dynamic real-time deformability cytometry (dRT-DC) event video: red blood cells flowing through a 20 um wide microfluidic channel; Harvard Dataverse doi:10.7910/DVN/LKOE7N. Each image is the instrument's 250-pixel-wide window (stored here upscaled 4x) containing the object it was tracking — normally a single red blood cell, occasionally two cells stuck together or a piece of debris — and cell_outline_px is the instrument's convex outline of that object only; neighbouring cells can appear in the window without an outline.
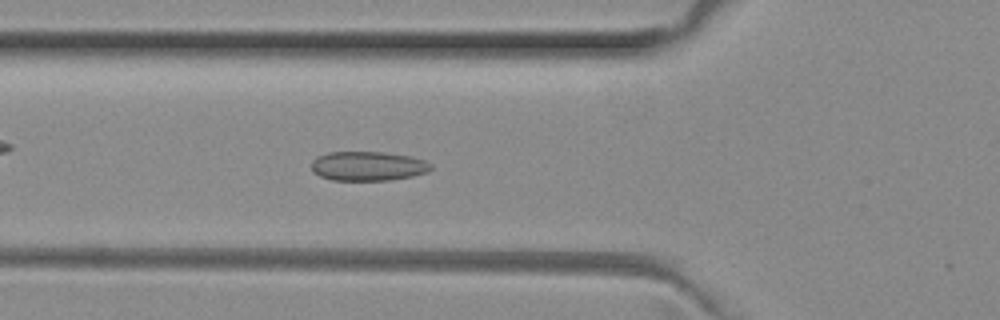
{"species": "common noctule bat (a hibernating species)", "species_latin": "Nyctalus noctula", "temperature_condition": "room temperature", "stored_images_in_passage": 45, "camera_frame_rate_fps": 3000, "um_per_image_px": 0.085, "animal": {"sex": "female", "body_mass_g": 29.2, "forearm_length_mm": 56.3}, "frame": {"image": 1, "passage_image": 12, "time_ms": 3.667, "image_size_px": [1000, 320], "cell_outline_px": [[432, 168], [428, 172], [412, 176], [388, 180], [332, 180], [320, 176], [312, 172], [312, 160], [316, 156], [328, 152], [384, 152], [412, 156], [424, 160], [432, 164]], "centroid_in_image_um": [31.27, 14.11], "position_along_channel_um": 94.5, "area_um2": 20.58}}
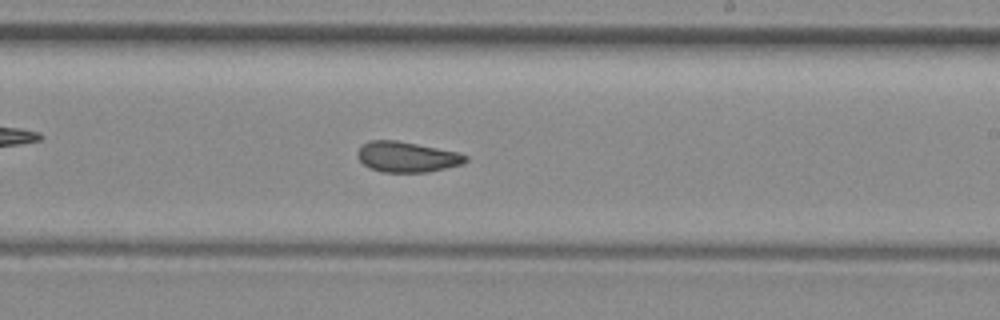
{"frame": {"image": 2, "passage_image": 24, "time_ms": 7.667, "image_size_px": [1000, 320], "cell_outline_px": [[468, 160], [464, 164], [428, 172], [380, 172], [368, 168], [356, 156], [356, 152], [368, 140], [396, 140], [460, 152], [468, 156]], "centroid_in_image_um": [34.6, 13.34], "position_along_channel_um": 254.4, "area_um2": 19.42}}
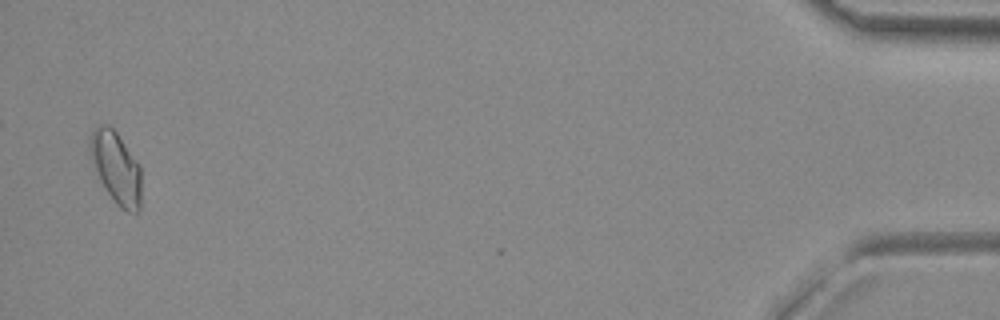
{"frame": {"image": 3, "passage_image": 44, "time_ms": 14.333, "image_size_px": [1000, 320], "cell_outline_px": [[140, 208], [136, 212], [128, 212], [120, 208], [116, 204], [104, 188], [100, 180], [92, 160], [88, 148], [88, 140], [92, 128], [100, 124], [108, 124], [116, 132], [140, 164]], "centroid_in_image_um": [9.84, 14.22], "position_along_channel_um": 425.4, "area_um2": 21.62}, "authors_computed_cell_mechanics": {"area_um2": 19.652, "velocity_mm_per_s": 4.004, "shape_relaxation_time_tau1_ms": null, "shape_relaxation_time_tau2_ms": 2.0856, "deformation_change_tau1": null, "deformation_change_tau2": 0.0584}}